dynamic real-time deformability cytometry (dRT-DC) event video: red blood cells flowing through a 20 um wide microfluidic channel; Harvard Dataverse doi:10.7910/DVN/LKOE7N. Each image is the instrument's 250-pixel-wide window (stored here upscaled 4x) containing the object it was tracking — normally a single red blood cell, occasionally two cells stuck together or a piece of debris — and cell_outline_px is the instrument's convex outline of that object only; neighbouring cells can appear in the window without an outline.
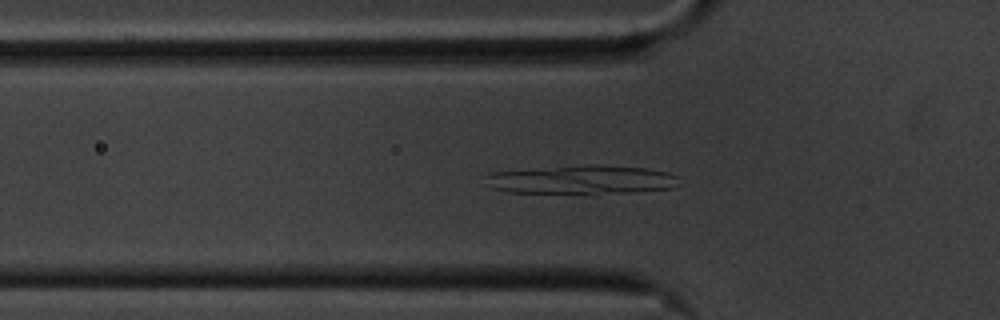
{"species": "common noctule bat (a hibernating species)", "species_latin": "Nyctalus noctula", "temperature_condition": "cold", "stored_images_in_passage": 44, "camera_frame_rate_fps": 3000, "um_per_image_px": 0.085, "animal": {"sex": "male", "body_mass_g": 20.1, "forearm_length_mm": 53.5}, "frame": {"image": 1, "passage_image": 5, "time_ms": 1.333, "image_size_px": [1000, 320], "cell_outline_px": [[676, 176], [672, 188], [632, 192], [508, 192], [492, 188], [484, 176], [492, 172], [596, 164], [644, 168], [668, 172]], "centroid_in_image_um": [49.43, 15.26], "position_along_channel_um": 76.4, "area_um2": 31.27}}
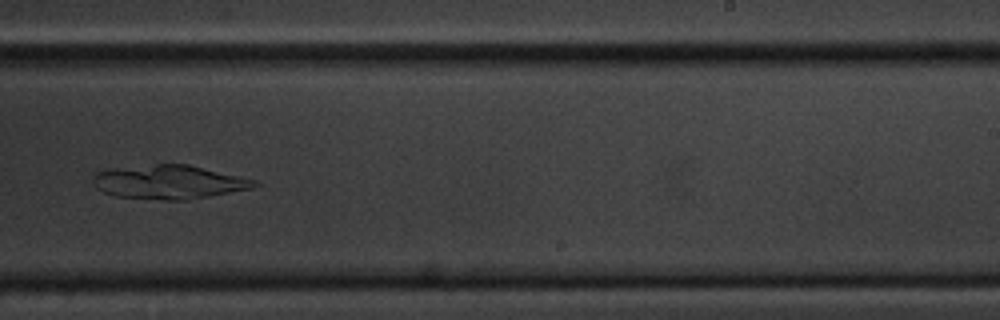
{"frame": {"image": 2, "passage_image": 22, "time_ms": 7.0, "image_size_px": [1000, 320], "cell_outline_px": [[260, 184], [252, 188], [208, 196], [184, 200], [164, 200], [116, 196], [104, 192], [96, 188], [92, 184], [92, 176], [96, 172], [116, 168], [156, 164], [188, 164], [256, 180]], "centroid_in_image_um": [14.33, 15.47], "position_along_channel_um": 274.7, "area_um2": 31.62}}